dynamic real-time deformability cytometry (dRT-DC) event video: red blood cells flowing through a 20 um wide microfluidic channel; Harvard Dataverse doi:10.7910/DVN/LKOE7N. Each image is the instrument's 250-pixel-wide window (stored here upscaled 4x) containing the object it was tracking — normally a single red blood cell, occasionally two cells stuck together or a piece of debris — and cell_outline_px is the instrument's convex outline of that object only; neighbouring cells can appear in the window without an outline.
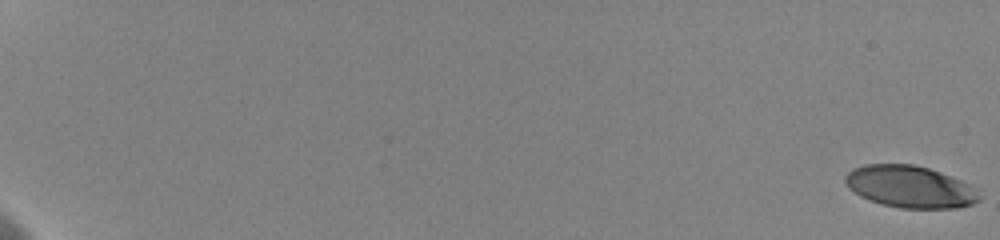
{"species": "human", "species_latin": "Homo sapiens", "temperature_condition": "cold", "stored_images_in_passage": 74, "camera_frame_rate_fps": 3000, "um_per_image_px": 0.085, "donor": {"sex": "female"}, "frame": {"image": 1, "passage_image": 1, "time_ms": 0.0, "image_size_px": [1000, 240], "cell_outline_px": [[980, 200], [972, 204], [960, 208], [900, 208], [868, 200], [860, 196], [848, 188], [844, 180], [844, 176], [852, 168], [864, 164], [912, 164], [928, 168], [960, 180], [976, 188], [980, 196]], "centroid_in_image_um": [77.33, 15.87], "position_along_channel_um": 7.7, "area_um2": 32.83}}
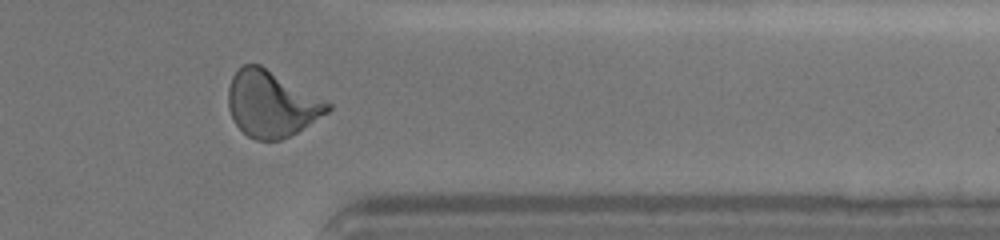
{"frame": {"image": 2, "passage_image": 65, "time_ms": 17.0, "image_size_px": [1000, 240], "cell_outline_px": [[332, 108], [328, 112], [296, 132], [280, 140], [256, 140], [248, 136], [236, 124], [228, 108], [228, 88], [232, 76], [244, 64], [260, 64], [332, 104]], "centroid_in_image_um": [23.05, 8.82], "position_along_channel_um": 388.3, "area_um2": 37.8}}
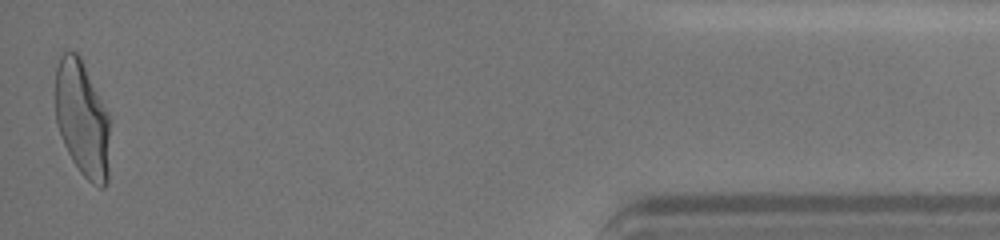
{"frame": {"image": 3, "passage_image": 74, "time_ms": 19.667, "image_size_px": [1000, 240], "cell_outline_px": [[112, 120], [108, 180], [104, 188], [100, 188], [92, 184], [80, 172], [72, 160], [64, 144], [56, 124], [56, 68], [60, 56], [64, 52], [76, 52], [80, 56]], "centroid_in_image_um": [7.04, 10.16], "position_along_channel_um": 428.2, "area_um2": 37.63}, "authors_computed_cell_mechanics": {"area_um2": 36.2984, "velocity_mm_per_s": 3.6165, "shape_relaxation_time_tau1_ms": 4.4939, "shape_relaxation_time_tau2_ms": 1.7242, "deformation_change_tau1": 0.2048, "deformation_change_tau2": 0.0636}}